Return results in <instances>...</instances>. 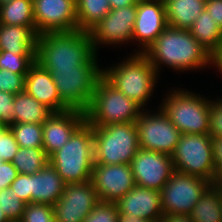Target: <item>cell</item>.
I'll use <instances>...</instances> for the list:
<instances>
[{
    "mask_svg": "<svg viewBox=\"0 0 222 222\" xmlns=\"http://www.w3.org/2000/svg\"><path fill=\"white\" fill-rule=\"evenodd\" d=\"M143 54L159 73L161 64L179 72L211 64V54L189 30L168 26Z\"/></svg>",
    "mask_w": 222,
    "mask_h": 222,
    "instance_id": "6da1fadb",
    "label": "cell"
},
{
    "mask_svg": "<svg viewBox=\"0 0 222 222\" xmlns=\"http://www.w3.org/2000/svg\"><path fill=\"white\" fill-rule=\"evenodd\" d=\"M96 54L87 31L49 32L37 36L36 62L47 71L90 64Z\"/></svg>",
    "mask_w": 222,
    "mask_h": 222,
    "instance_id": "7a4b0ae2",
    "label": "cell"
},
{
    "mask_svg": "<svg viewBox=\"0 0 222 222\" xmlns=\"http://www.w3.org/2000/svg\"><path fill=\"white\" fill-rule=\"evenodd\" d=\"M49 163L66 184L90 181L94 165L93 126L85 120L70 140L49 156Z\"/></svg>",
    "mask_w": 222,
    "mask_h": 222,
    "instance_id": "3957f363",
    "label": "cell"
},
{
    "mask_svg": "<svg viewBox=\"0 0 222 222\" xmlns=\"http://www.w3.org/2000/svg\"><path fill=\"white\" fill-rule=\"evenodd\" d=\"M134 53L120 64L103 69V77L144 110L159 75L143 53Z\"/></svg>",
    "mask_w": 222,
    "mask_h": 222,
    "instance_id": "277c9868",
    "label": "cell"
},
{
    "mask_svg": "<svg viewBox=\"0 0 222 222\" xmlns=\"http://www.w3.org/2000/svg\"><path fill=\"white\" fill-rule=\"evenodd\" d=\"M97 57L90 64L56 68L48 71L53 79L61 102L69 110L86 112L90 106L96 84L103 76Z\"/></svg>",
    "mask_w": 222,
    "mask_h": 222,
    "instance_id": "5b68a950",
    "label": "cell"
},
{
    "mask_svg": "<svg viewBox=\"0 0 222 222\" xmlns=\"http://www.w3.org/2000/svg\"><path fill=\"white\" fill-rule=\"evenodd\" d=\"M143 109L111 85L103 76L98 80L85 120L93 127L135 122Z\"/></svg>",
    "mask_w": 222,
    "mask_h": 222,
    "instance_id": "8992f818",
    "label": "cell"
},
{
    "mask_svg": "<svg viewBox=\"0 0 222 222\" xmlns=\"http://www.w3.org/2000/svg\"><path fill=\"white\" fill-rule=\"evenodd\" d=\"M162 101L159 107L182 134H209L208 98L186 89H174Z\"/></svg>",
    "mask_w": 222,
    "mask_h": 222,
    "instance_id": "52a82bcc",
    "label": "cell"
},
{
    "mask_svg": "<svg viewBox=\"0 0 222 222\" xmlns=\"http://www.w3.org/2000/svg\"><path fill=\"white\" fill-rule=\"evenodd\" d=\"M93 140L98 164H130L140 149L135 122L93 127Z\"/></svg>",
    "mask_w": 222,
    "mask_h": 222,
    "instance_id": "ba28073f",
    "label": "cell"
},
{
    "mask_svg": "<svg viewBox=\"0 0 222 222\" xmlns=\"http://www.w3.org/2000/svg\"><path fill=\"white\" fill-rule=\"evenodd\" d=\"M171 158L175 171L211 183L215 165L210 134H182Z\"/></svg>",
    "mask_w": 222,
    "mask_h": 222,
    "instance_id": "9c48e42d",
    "label": "cell"
},
{
    "mask_svg": "<svg viewBox=\"0 0 222 222\" xmlns=\"http://www.w3.org/2000/svg\"><path fill=\"white\" fill-rule=\"evenodd\" d=\"M157 109L158 113L152 114L144 109L135 121L139 147L171 156L182 133L161 108Z\"/></svg>",
    "mask_w": 222,
    "mask_h": 222,
    "instance_id": "30bf717a",
    "label": "cell"
},
{
    "mask_svg": "<svg viewBox=\"0 0 222 222\" xmlns=\"http://www.w3.org/2000/svg\"><path fill=\"white\" fill-rule=\"evenodd\" d=\"M210 182L174 171L160 191L164 214H190Z\"/></svg>",
    "mask_w": 222,
    "mask_h": 222,
    "instance_id": "8fae6325",
    "label": "cell"
},
{
    "mask_svg": "<svg viewBox=\"0 0 222 222\" xmlns=\"http://www.w3.org/2000/svg\"><path fill=\"white\" fill-rule=\"evenodd\" d=\"M137 5L111 9L90 31L93 47L98 53L99 45H114L133 42V30Z\"/></svg>",
    "mask_w": 222,
    "mask_h": 222,
    "instance_id": "7c38bea8",
    "label": "cell"
},
{
    "mask_svg": "<svg viewBox=\"0 0 222 222\" xmlns=\"http://www.w3.org/2000/svg\"><path fill=\"white\" fill-rule=\"evenodd\" d=\"M37 35L78 30L76 0H33Z\"/></svg>",
    "mask_w": 222,
    "mask_h": 222,
    "instance_id": "4fadbf2b",
    "label": "cell"
},
{
    "mask_svg": "<svg viewBox=\"0 0 222 222\" xmlns=\"http://www.w3.org/2000/svg\"><path fill=\"white\" fill-rule=\"evenodd\" d=\"M92 181L68 183L63 195L53 205L57 222H83L99 202Z\"/></svg>",
    "mask_w": 222,
    "mask_h": 222,
    "instance_id": "5bb4252c",
    "label": "cell"
},
{
    "mask_svg": "<svg viewBox=\"0 0 222 222\" xmlns=\"http://www.w3.org/2000/svg\"><path fill=\"white\" fill-rule=\"evenodd\" d=\"M130 165L136 185L158 191L175 171L171 156L141 148Z\"/></svg>",
    "mask_w": 222,
    "mask_h": 222,
    "instance_id": "9a60e30c",
    "label": "cell"
},
{
    "mask_svg": "<svg viewBox=\"0 0 222 222\" xmlns=\"http://www.w3.org/2000/svg\"><path fill=\"white\" fill-rule=\"evenodd\" d=\"M91 181L101 201L117 202L135 185L130 164L94 163Z\"/></svg>",
    "mask_w": 222,
    "mask_h": 222,
    "instance_id": "2e32d148",
    "label": "cell"
},
{
    "mask_svg": "<svg viewBox=\"0 0 222 222\" xmlns=\"http://www.w3.org/2000/svg\"><path fill=\"white\" fill-rule=\"evenodd\" d=\"M167 27L163 0H138L133 42H138L142 48L136 53L146 51Z\"/></svg>",
    "mask_w": 222,
    "mask_h": 222,
    "instance_id": "e0dca14e",
    "label": "cell"
},
{
    "mask_svg": "<svg viewBox=\"0 0 222 222\" xmlns=\"http://www.w3.org/2000/svg\"><path fill=\"white\" fill-rule=\"evenodd\" d=\"M85 121V113L77 110L52 113L42 124L43 149L50 156L66 144Z\"/></svg>",
    "mask_w": 222,
    "mask_h": 222,
    "instance_id": "ac0fdd59",
    "label": "cell"
},
{
    "mask_svg": "<svg viewBox=\"0 0 222 222\" xmlns=\"http://www.w3.org/2000/svg\"><path fill=\"white\" fill-rule=\"evenodd\" d=\"M119 214H131L152 222H159L164 215L160 191L135 185L117 202Z\"/></svg>",
    "mask_w": 222,
    "mask_h": 222,
    "instance_id": "d6986e66",
    "label": "cell"
},
{
    "mask_svg": "<svg viewBox=\"0 0 222 222\" xmlns=\"http://www.w3.org/2000/svg\"><path fill=\"white\" fill-rule=\"evenodd\" d=\"M24 90L53 113L69 110L61 102L57 87L50 73L38 62H35L30 67L25 77Z\"/></svg>",
    "mask_w": 222,
    "mask_h": 222,
    "instance_id": "ffe728a7",
    "label": "cell"
},
{
    "mask_svg": "<svg viewBox=\"0 0 222 222\" xmlns=\"http://www.w3.org/2000/svg\"><path fill=\"white\" fill-rule=\"evenodd\" d=\"M66 183L48 163L35 174L30 175V203L53 206L63 195Z\"/></svg>",
    "mask_w": 222,
    "mask_h": 222,
    "instance_id": "44dd1931",
    "label": "cell"
},
{
    "mask_svg": "<svg viewBox=\"0 0 222 222\" xmlns=\"http://www.w3.org/2000/svg\"><path fill=\"white\" fill-rule=\"evenodd\" d=\"M36 27L0 24V51L36 54Z\"/></svg>",
    "mask_w": 222,
    "mask_h": 222,
    "instance_id": "7402d4cb",
    "label": "cell"
},
{
    "mask_svg": "<svg viewBox=\"0 0 222 222\" xmlns=\"http://www.w3.org/2000/svg\"><path fill=\"white\" fill-rule=\"evenodd\" d=\"M168 26L189 30L205 10L206 0H163Z\"/></svg>",
    "mask_w": 222,
    "mask_h": 222,
    "instance_id": "603a6c76",
    "label": "cell"
},
{
    "mask_svg": "<svg viewBox=\"0 0 222 222\" xmlns=\"http://www.w3.org/2000/svg\"><path fill=\"white\" fill-rule=\"evenodd\" d=\"M13 104L15 107V123L43 124L53 113L25 90L15 95Z\"/></svg>",
    "mask_w": 222,
    "mask_h": 222,
    "instance_id": "cb8c5ba5",
    "label": "cell"
},
{
    "mask_svg": "<svg viewBox=\"0 0 222 222\" xmlns=\"http://www.w3.org/2000/svg\"><path fill=\"white\" fill-rule=\"evenodd\" d=\"M189 215L193 222H222V192L210 185Z\"/></svg>",
    "mask_w": 222,
    "mask_h": 222,
    "instance_id": "d4e9b609",
    "label": "cell"
},
{
    "mask_svg": "<svg viewBox=\"0 0 222 222\" xmlns=\"http://www.w3.org/2000/svg\"><path fill=\"white\" fill-rule=\"evenodd\" d=\"M189 31L211 55L222 45V30L206 9L198 16Z\"/></svg>",
    "mask_w": 222,
    "mask_h": 222,
    "instance_id": "484cf974",
    "label": "cell"
},
{
    "mask_svg": "<svg viewBox=\"0 0 222 222\" xmlns=\"http://www.w3.org/2000/svg\"><path fill=\"white\" fill-rule=\"evenodd\" d=\"M0 24L36 27L33 0H12L0 5Z\"/></svg>",
    "mask_w": 222,
    "mask_h": 222,
    "instance_id": "4316f807",
    "label": "cell"
},
{
    "mask_svg": "<svg viewBox=\"0 0 222 222\" xmlns=\"http://www.w3.org/2000/svg\"><path fill=\"white\" fill-rule=\"evenodd\" d=\"M78 30L89 32L111 10L109 0H76Z\"/></svg>",
    "mask_w": 222,
    "mask_h": 222,
    "instance_id": "83f0119b",
    "label": "cell"
},
{
    "mask_svg": "<svg viewBox=\"0 0 222 222\" xmlns=\"http://www.w3.org/2000/svg\"><path fill=\"white\" fill-rule=\"evenodd\" d=\"M20 174H35L49 163L43 148L19 147L12 161Z\"/></svg>",
    "mask_w": 222,
    "mask_h": 222,
    "instance_id": "f1b7e54d",
    "label": "cell"
},
{
    "mask_svg": "<svg viewBox=\"0 0 222 222\" xmlns=\"http://www.w3.org/2000/svg\"><path fill=\"white\" fill-rule=\"evenodd\" d=\"M19 147L43 148V127L37 123H15L9 126Z\"/></svg>",
    "mask_w": 222,
    "mask_h": 222,
    "instance_id": "f546056e",
    "label": "cell"
},
{
    "mask_svg": "<svg viewBox=\"0 0 222 222\" xmlns=\"http://www.w3.org/2000/svg\"><path fill=\"white\" fill-rule=\"evenodd\" d=\"M36 62V54H12L0 51V69H7L16 74H27Z\"/></svg>",
    "mask_w": 222,
    "mask_h": 222,
    "instance_id": "4dcf8cb0",
    "label": "cell"
},
{
    "mask_svg": "<svg viewBox=\"0 0 222 222\" xmlns=\"http://www.w3.org/2000/svg\"><path fill=\"white\" fill-rule=\"evenodd\" d=\"M26 204L11 187L0 190V208L11 222H19Z\"/></svg>",
    "mask_w": 222,
    "mask_h": 222,
    "instance_id": "1f68e13d",
    "label": "cell"
},
{
    "mask_svg": "<svg viewBox=\"0 0 222 222\" xmlns=\"http://www.w3.org/2000/svg\"><path fill=\"white\" fill-rule=\"evenodd\" d=\"M119 209L116 202L99 201L83 222H118Z\"/></svg>",
    "mask_w": 222,
    "mask_h": 222,
    "instance_id": "d6a6232c",
    "label": "cell"
},
{
    "mask_svg": "<svg viewBox=\"0 0 222 222\" xmlns=\"http://www.w3.org/2000/svg\"><path fill=\"white\" fill-rule=\"evenodd\" d=\"M19 222H57L53 206L39 203H28Z\"/></svg>",
    "mask_w": 222,
    "mask_h": 222,
    "instance_id": "836d02e7",
    "label": "cell"
},
{
    "mask_svg": "<svg viewBox=\"0 0 222 222\" xmlns=\"http://www.w3.org/2000/svg\"><path fill=\"white\" fill-rule=\"evenodd\" d=\"M19 145L16 142L9 126L0 124V159L12 162Z\"/></svg>",
    "mask_w": 222,
    "mask_h": 222,
    "instance_id": "e575fe53",
    "label": "cell"
},
{
    "mask_svg": "<svg viewBox=\"0 0 222 222\" xmlns=\"http://www.w3.org/2000/svg\"><path fill=\"white\" fill-rule=\"evenodd\" d=\"M26 75L12 73L7 69H0V91L14 95L24 91Z\"/></svg>",
    "mask_w": 222,
    "mask_h": 222,
    "instance_id": "d590c367",
    "label": "cell"
},
{
    "mask_svg": "<svg viewBox=\"0 0 222 222\" xmlns=\"http://www.w3.org/2000/svg\"><path fill=\"white\" fill-rule=\"evenodd\" d=\"M14 97V94L0 91V124H15Z\"/></svg>",
    "mask_w": 222,
    "mask_h": 222,
    "instance_id": "8d00e7d4",
    "label": "cell"
},
{
    "mask_svg": "<svg viewBox=\"0 0 222 222\" xmlns=\"http://www.w3.org/2000/svg\"><path fill=\"white\" fill-rule=\"evenodd\" d=\"M210 114V129L211 136L222 137V98L216 101L210 100L209 106Z\"/></svg>",
    "mask_w": 222,
    "mask_h": 222,
    "instance_id": "74e56055",
    "label": "cell"
},
{
    "mask_svg": "<svg viewBox=\"0 0 222 222\" xmlns=\"http://www.w3.org/2000/svg\"><path fill=\"white\" fill-rule=\"evenodd\" d=\"M12 190L18 195V197L25 203H30V175L18 174L17 178L12 182Z\"/></svg>",
    "mask_w": 222,
    "mask_h": 222,
    "instance_id": "f35d334b",
    "label": "cell"
},
{
    "mask_svg": "<svg viewBox=\"0 0 222 222\" xmlns=\"http://www.w3.org/2000/svg\"><path fill=\"white\" fill-rule=\"evenodd\" d=\"M18 174V170L12 162L0 159V190L10 187Z\"/></svg>",
    "mask_w": 222,
    "mask_h": 222,
    "instance_id": "ab89813d",
    "label": "cell"
},
{
    "mask_svg": "<svg viewBox=\"0 0 222 222\" xmlns=\"http://www.w3.org/2000/svg\"><path fill=\"white\" fill-rule=\"evenodd\" d=\"M205 9L222 30V0H206Z\"/></svg>",
    "mask_w": 222,
    "mask_h": 222,
    "instance_id": "60d3db41",
    "label": "cell"
},
{
    "mask_svg": "<svg viewBox=\"0 0 222 222\" xmlns=\"http://www.w3.org/2000/svg\"><path fill=\"white\" fill-rule=\"evenodd\" d=\"M213 161L215 169L222 166V137L211 136Z\"/></svg>",
    "mask_w": 222,
    "mask_h": 222,
    "instance_id": "b9f144b4",
    "label": "cell"
},
{
    "mask_svg": "<svg viewBox=\"0 0 222 222\" xmlns=\"http://www.w3.org/2000/svg\"><path fill=\"white\" fill-rule=\"evenodd\" d=\"M159 222H193L189 214H164Z\"/></svg>",
    "mask_w": 222,
    "mask_h": 222,
    "instance_id": "7bdbcfd3",
    "label": "cell"
},
{
    "mask_svg": "<svg viewBox=\"0 0 222 222\" xmlns=\"http://www.w3.org/2000/svg\"><path fill=\"white\" fill-rule=\"evenodd\" d=\"M211 65L216 66V68H218L216 71L222 74V46L211 55Z\"/></svg>",
    "mask_w": 222,
    "mask_h": 222,
    "instance_id": "ee69618b",
    "label": "cell"
},
{
    "mask_svg": "<svg viewBox=\"0 0 222 222\" xmlns=\"http://www.w3.org/2000/svg\"><path fill=\"white\" fill-rule=\"evenodd\" d=\"M210 184L212 187L222 192V166L215 169V173Z\"/></svg>",
    "mask_w": 222,
    "mask_h": 222,
    "instance_id": "f6af8a7d",
    "label": "cell"
},
{
    "mask_svg": "<svg viewBox=\"0 0 222 222\" xmlns=\"http://www.w3.org/2000/svg\"><path fill=\"white\" fill-rule=\"evenodd\" d=\"M138 0H109L111 9H118L130 5H137Z\"/></svg>",
    "mask_w": 222,
    "mask_h": 222,
    "instance_id": "bcb514c9",
    "label": "cell"
},
{
    "mask_svg": "<svg viewBox=\"0 0 222 222\" xmlns=\"http://www.w3.org/2000/svg\"><path fill=\"white\" fill-rule=\"evenodd\" d=\"M118 222H152L140 217H132L131 214H119Z\"/></svg>",
    "mask_w": 222,
    "mask_h": 222,
    "instance_id": "7dc6e473",
    "label": "cell"
},
{
    "mask_svg": "<svg viewBox=\"0 0 222 222\" xmlns=\"http://www.w3.org/2000/svg\"><path fill=\"white\" fill-rule=\"evenodd\" d=\"M0 222H11L5 215L4 211L0 208Z\"/></svg>",
    "mask_w": 222,
    "mask_h": 222,
    "instance_id": "c3c4849f",
    "label": "cell"
},
{
    "mask_svg": "<svg viewBox=\"0 0 222 222\" xmlns=\"http://www.w3.org/2000/svg\"><path fill=\"white\" fill-rule=\"evenodd\" d=\"M12 0H0V5L11 2Z\"/></svg>",
    "mask_w": 222,
    "mask_h": 222,
    "instance_id": "681fc988",
    "label": "cell"
}]
</instances>
